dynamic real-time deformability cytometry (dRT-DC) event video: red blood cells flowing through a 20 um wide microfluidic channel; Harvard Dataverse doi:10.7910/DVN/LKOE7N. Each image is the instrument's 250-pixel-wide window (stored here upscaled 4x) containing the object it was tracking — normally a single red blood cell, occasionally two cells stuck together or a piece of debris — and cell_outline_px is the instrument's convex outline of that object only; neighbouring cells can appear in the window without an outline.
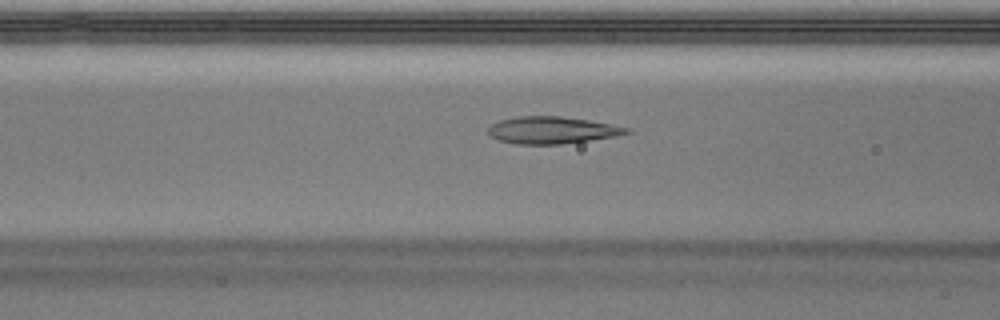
{"species": "Egyptian fruit bat (a non-hibernating species)", "species_latin": "Rousettus aegyptiacus", "temperature_condition": "warm", "stored_images_in_passage": 47, "camera_frame_rate_fps": 3000, "um_per_image_px": 0.085, "animal": {"sex": "male"}, "frame": {"image": 1, "passage_image": 17, "time_ms": 5.333, "image_size_px": [1000, 320], "cell_outline_px": [[632, 132], [616, 136], [560, 144], [516, 144], [500, 140], [488, 136], [488, 128], [492, 124], [500, 120], [520, 116], [560, 116], [588, 120], [628, 128]], "centroid_in_image_um": [46.87, 11.06], "position_along_channel_um": 119.7, "area_um2": 21.56}}
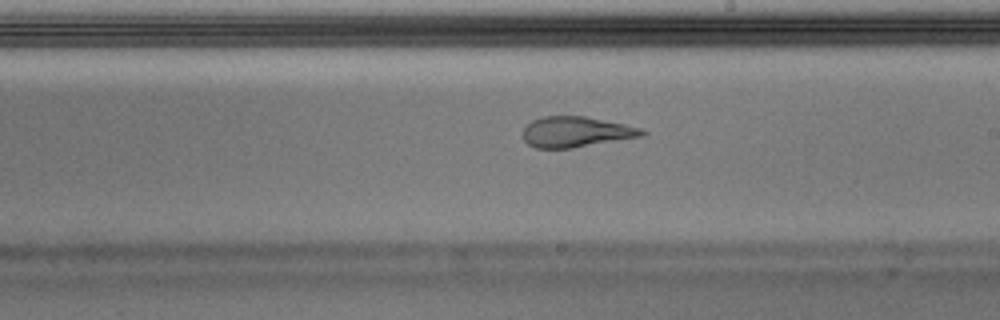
{"frame": {"image": 2, "passage_image": 26, "time_ms": 8.333, "image_size_px": [1000, 320], "cell_outline_px": [[648, 132], [644, 136], [572, 148], [536, 148], [528, 144], [524, 140], [524, 128], [532, 120], [544, 116], [584, 116], [624, 124], [640, 128]], "centroid_in_image_um": [48.98, 11.21], "position_along_channel_um": 240.0, "area_um2": 21.1}}
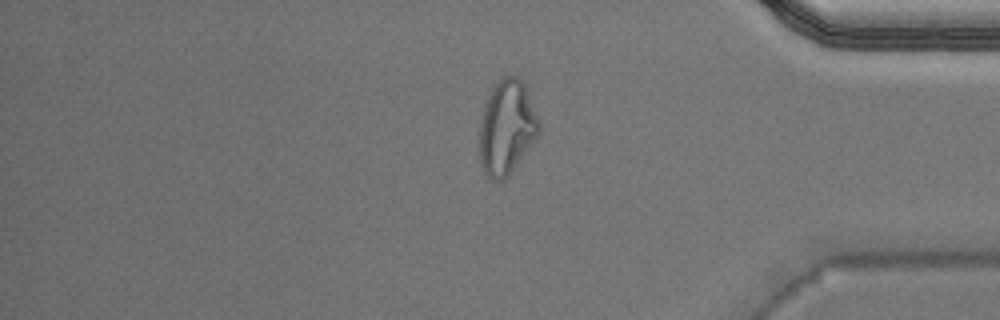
{"frame": {"image": 3, "passage_image": 39, "time_ms": 12.667, "image_size_px": [1000, 320], "cell_outline_px": [[540, 132], [508, 176], [504, 180], [492, 180], [484, 172], [480, 160], [480, 124], [484, 108], [488, 96], [492, 88], [504, 76], [516, 76], [524, 84], [540, 124]], "centroid_in_image_um": [43.07, 10.85], "position_along_channel_um": 392.1, "area_um2": 32.02}, "authors_computed_cell_mechanics": {"area_um2": 23.1778, "velocity_mm_per_s": 4.0079, "shape_relaxation_time_tau1_ms": null, "shape_relaxation_time_tau2_ms": 1.261, "deformation_change_tau1": null, "deformation_change_tau2": 0.0921}}